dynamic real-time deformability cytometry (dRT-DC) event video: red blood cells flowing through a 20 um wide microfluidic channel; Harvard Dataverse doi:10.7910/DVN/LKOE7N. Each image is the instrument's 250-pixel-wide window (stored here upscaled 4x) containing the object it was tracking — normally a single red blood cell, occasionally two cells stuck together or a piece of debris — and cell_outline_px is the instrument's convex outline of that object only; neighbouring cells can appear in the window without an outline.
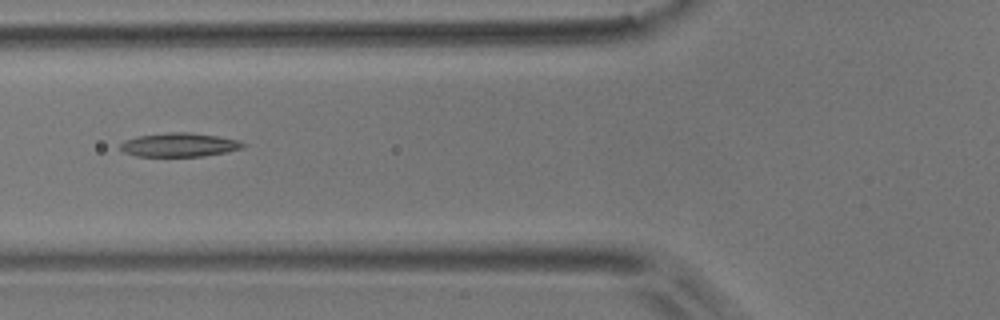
{"species": "common noctule bat (a hibernating species)", "species_latin": "Nyctalus noctula", "temperature_condition": "room temperature", "stored_images_in_passage": 4, "camera_frame_rate_fps": 3000, "um_per_image_px": 0.085, "animal": {"sex": "male", "body_mass_g": 17.9}, "frame": {"image": 1, "passage_image": 4, "time_ms": 1.0, "image_size_px": [1000, 320], "cell_outline_px": [[248, 144], [244, 148], [204, 156], [136, 156], [124, 152], [120, 148], [120, 144], [124, 140], [136, 136], [168, 132], [188, 132], [216, 136], [236, 140]], "centroid_in_image_um": [15.22, 12.31], "position_along_channel_um": 110.6, "area_um2": 16.99}}